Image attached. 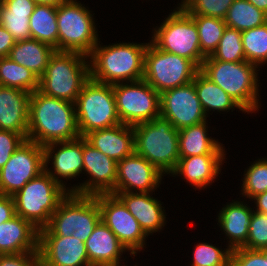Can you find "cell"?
<instances>
[{
    "instance_id": "14",
    "label": "cell",
    "mask_w": 267,
    "mask_h": 266,
    "mask_svg": "<svg viewBox=\"0 0 267 266\" xmlns=\"http://www.w3.org/2000/svg\"><path fill=\"white\" fill-rule=\"evenodd\" d=\"M95 197L100 209L101 220L114 232L120 243L132 255L144 248V240L147 235L123 202L111 193L99 194Z\"/></svg>"
},
{
    "instance_id": "45",
    "label": "cell",
    "mask_w": 267,
    "mask_h": 266,
    "mask_svg": "<svg viewBox=\"0 0 267 266\" xmlns=\"http://www.w3.org/2000/svg\"><path fill=\"white\" fill-rule=\"evenodd\" d=\"M15 43L12 34L0 25V58L7 57Z\"/></svg>"
},
{
    "instance_id": "46",
    "label": "cell",
    "mask_w": 267,
    "mask_h": 266,
    "mask_svg": "<svg viewBox=\"0 0 267 266\" xmlns=\"http://www.w3.org/2000/svg\"><path fill=\"white\" fill-rule=\"evenodd\" d=\"M252 199L256 201V212L267 214V191L254 196Z\"/></svg>"
},
{
    "instance_id": "42",
    "label": "cell",
    "mask_w": 267,
    "mask_h": 266,
    "mask_svg": "<svg viewBox=\"0 0 267 266\" xmlns=\"http://www.w3.org/2000/svg\"><path fill=\"white\" fill-rule=\"evenodd\" d=\"M27 139V135L0 130V169L9 161L12 154Z\"/></svg>"
},
{
    "instance_id": "18",
    "label": "cell",
    "mask_w": 267,
    "mask_h": 266,
    "mask_svg": "<svg viewBox=\"0 0 267 266\" xmlns=\"http://www.w3.org/2000/svg\"><path fill=\"white\" fill-rule=\"evenodd\" d=\"M40 266H91L85 242L78 238L39 235Z\"/></svg>"
},
{
    "instance_id": "15",
    "label": "cell",
    "mask_w": 267,
    "mask_h": 266,
    "mask_svg": "<svg viewBox=\"0 0 267 266\" xmlns=\"http://www.w3.org/2000/svg\"><path fill=\"white\" fill-rule=\"evenodd\" d=\"M160 116L177 130L206 121L193 81L160 94Z\"/></svg>"
},
{
    "instance_id": "8",
    "label": "cell",
    "mask_w": 267,
    "mask_h": 266,
    "mask_svg": "<svg viewBox=\"0 0 267 266\" xmlns=\"http://www.w3.org/2000/svg\"><path fill=\"white\" fill-rule=\"evenodd\" d=\"M75 107L80 137L121 124L116 110L113 85L89 78L82 86Z\"/></svg>"
},
{
    "instance_id": "13",
    "label": "cell",
    "mask_w": 267,
    "mask_h": 266,
    "mask_svg": "<svg viewBox=\"0 0 267 266\" xmlns=\"http://www.w3.org/2000/svg\"><path fill=\"white\" fill-rule=\"evenodd\" d=\"M44 171V147L26 139L0 169V194L13 196Z\"/></svg>"
},
{
    "instance_id": "39",
    "label": "cell",
    "mask_w": 267,
    "mask_h": 266,
    "mask_svg": "<svg viewBox=\"0 0 267 266\" xmlns=\"http://www.w3.org/2000/svg\"><path fill=\"white\" fill-rule=\"evenodd\" d=\"M231 250L224 252L208 243H199L195 247L192 266H230Z\"/></svg>"
},
{
    "instance_id": "28",
    "label": "cell",
    "mask_w": 267,
    "mask_h": 266,
    "mask_svg": "<svg viewBox=\"0 0 267 266\" xmlns=\"http://www.w3.org/2000/svg\"><path fill=\"white\" fill-rule=\"evenodd\" d=\"M54 52L55 49L52 46L31 38L16 41L8 57L40 78L45 73L50 56Z\"/></svg>"
},
{
    "instance_id": "23",
    "label": "cell",
    "mask_w": 267,
    "mask_h": 266,
    "mask_svg": "<svg viewBox=\"0 0 267 266\" xmlns=\"http://www.w3.org/2000/svg\"><path fill=\"white\" fill-rule=\"evenodd\" d=\"M85 246L91 266H119L120 254L127 250L102 220L85 241Z\"/></svg>"
},
{
    "instance_id": "37",
    "label": "cell",
    "mask_w": 267,
    "mask_h": 266,
    "mask_svg": "<svg viewBox=\"0 0 267 266\" xmlns=\"http://www.w3.org/2000/svg\"><path fill=\"white\" fill-rule=\"evenodd\" d=\"M234 0H184L181 7L189 15H202L224 20Z\"/></svg>"
},
{
    "instance_id": "16",
    "label": "cell",
    "mask_w": 267,
    "mask_h": 266,
    "mask_svg": "<svg viewBox=\"0 0 267 266\" xmlns=\"http://www.w3.org/2000/svg\"><path fill=\"white\" fill-rule=\"evenodd\" d=\"M83 162V170L91 176V179L67 192L89 196L113 194L117 178V162L90 145L84 137Z\"/></svg>"
},
{
    "instance_id": "5",
    "label": "cell",
    "mask_w": 267,
    "mask_h": 266,
    "mask_svg": "<svg viewBox=\"0 0 267 266\" xmlns=\"http://www.w3.org/2000/svg\"><path fill=\"white\" fill-rule=\"evenodd\" d=\"M256 68L247 61L224 62L207 56L200 71L229 94L244 112H252L258 109Z\"/></svg>"
},
{
    "instance_id": "47",
    "label": "cell",
    "mask_w": 267,
    "mask_h": 266,
    "mask_svg": "<svg viewBox=\"0 0 267 266\" xmlns=\"http://www.w3.org/2000/svg\"><path fill=\"white\" fill-rule=\"evenodd\" d=\"M253 4L256 8L267 14V0H247Z\"/></svg>"
},
{
    "instance_id": "33",
    "label": "cell",
    "mask_w": 267,
    "mask_h": 266,
    "mask_svg": "<svg viewBox=\"0 0 267 266\" xmlns=\"http://www.w3.org/2000/svg\"><path fill=\"white\" fill-rule=\"evenodd\" d=\"M224 22L228 27L245 31L267 22V14L247 0H234L227 11Z\"/></svg>"
},
{
    "instance_id": "30",
    "label": "cell",
    "mask_w": 267,
    "mask_h": 266,
    "mask_svg": "<svg viewBox=\"0 0 267 266\" xmlns=\"http://www.w3.org/2000/svg\"><path fill=\"white\" fill-rule=\"evenodd\" d=\"M198 99L200 100L201 107L205 113L211 111H227L232 108H239L244 111L241 106L220 86L212 82L201 71H199L193 79ZM207 111V112H206Z\"/></svg>"
},
{
    "instance_id": "21",
    "label": "cell",
    "mask_w": 267,
    "mask_h": 266,
    "mask_svg": "<svg viewBox=\"0 0 267 266\" xmlns=\"http://www.w3.org/2000/svg\"><path fill=\"white\" fill-rule=\"evenodd\" d=\"M39 252V230L17 214L0 224V255Z\"/></svg>"
},
{
    "instance_id": "3",
    "label": "cell",
    "mask_w": 267,
    "mask_h": 266,
    "mask_svg": "<svg viewBox=\"0 0 267 266\" xmlns=\"http://www.w3.org/2000/svg\"><path fill=\"white\" fill-rule=\"evenodd\" d=\"M134 152L162 174L172 173L179 161V133L161 116L133 126Z\"/></svg>"
},
{
    "instance_id": "10",
    "label": "cell",
    "mask_w": 267,
    "mask_h": 266,
    "mask_svg": "<svg viewBox=\"0 0 267 266\" xmlns=\"http://www.w3.org/2000/svg\"><path fill=\"white\" fill-rule=\"evenodd\" d=\"M155 30L151 43L158 49L192 60L201 68L206 56L201 52L193 18L180 6Z\"/></svg>"
},
{
    "instance_id": "24",
    "label": "cell",
    "mask_w": 267,
    "mask_h": 266,
    "mask_svg": "<svg viewBox=\"0 0 267 266\" xmlns=\"http://www.w3.org/2000/svg\"><path fill=\"white\" fill-rule=\"evenodd\" d=\"M126 206L131 215L139 222L141 229L148 236L164 226L165 214L160 201L146 193H113Z\"/></svg>"
},
{
    "instance_id": "6",
    "label": "cell",
    "mask_w": 267,
    "mask_h": 266,
    "mask_svg": "<svg viewBox=\"0 0 267 266\" xmlns=\"http://www.w3.org/2000/svg\"><path fill=\"white\" fill-rule=\"evenodd\" d=\"M100 220L95 196L68 193L39 235L72 236L85 242Z\"/></svg>"
},
{
    "instance_id": "20",
    "label": "cell",
    "mask_w": 267,
    "mask_h": 266,
    "mask_svg": "<svg viewBox=\"0 0 267 266\" xmlns=\"http://www.w3.org/2000/svg\"><path fill=\"white\" fill-rule=\"evenodd\" d=\"M31 93L0 85V130L27 135Z\"/></svg>"
},
{
    "instance_id": "44",
    "label": "cell",
    "mask_w": 267,
    "mask_h": 266,
    "mask_svg": "<svg viewBox=\"0 0 267 266\" xmlns=\"http://www.w3.org/2000/svg\"><path fill=\"white\" fill-rule=\"evenodd\" d=\"M16 215L15 203L12 196L0 194V224Z\"/></svg>"
},
{
    "instance_id": "38",
    "label": "cell",
    "mask_w": 267,
    "mask_h": 266,
    "mask_svg": "<svg viewBox=\"0 0 267 266\" xmlns=\"http://www.w3.org/2000/svg\"><path fill=\"white\" fill-rule=\"evenodd\" d=\"M243 195L249 198L267 191V159L252 164L244 174Z\"/></svg>"
},
{
    "instance_id": "34",
    "label": "cell",
    "mask_w": 267,
    "mask_h": 266,
    "mask_svg": "<svg viewBox=\"0 0 267 266\" xmlns=\"http://www.w3.org/2000/svg\"><path fill=\"white\" fill-rule=\"evenodd\" d=\"M195 21L201 52L207 57L217 49L226 28L224 20L202 15H190Z\"/></svg>"
},
{
    "instance_id": "11",
    "label": "cell",
    "mask_w": 267,
    "mask_h": 266,
    "mask_svg": "<svg viewBox=\"0 0 267 266\" xmlns=\"http://www.w3.org/2000/svg\"><path fill=\"white\" fill-rule=\"evenodd\" d=\"M199 71L192 60L160 50L151 42L147 44L142 79L159 94L190 83Z\"/></svg>"
},
{
    "instance_id": "12",
    "label": "cell",
    "mask_w": 267,
    "mask_h": 266,
    "mask_svg": "<svg viewBox=\"0 0 267 266\" xmlns=\"http://www.w3.org/2000/svg\"><path fill=\"white\" fill-rule=\"evenodd\" d=\"M113 85L116 110L124 125L135 126L160 116V94L145 80Z\"/></svg>"
},
{
    "instance_id": "2",
    "label": "cell",
    "mask_w": 267,
    "mask_h": 266,
    "mask_svg": "<svg viewBox=\"0 0 267 266\" xmlns=\"http://www.w3.org/2000/svg\"><path fill=\"white\" fill-rule=\"evenodd\" d=\"M146 48L147 43H120L106 47L97 44L88 56L92 60L90 78L109 85L142 80Z\"/></svg>"
},
{
    "instance_id": "40",
    "label": "cell",
    "mask_w": 267,
    "mask_h": 266,
    "mask_svg": "<svg viewBox=\"0 0 267 266\" xmlns=\"http://www.w3.org/2000/svg\"><path fill=\"white\" fill-rule=\"evenodd\" d=\"M250 250H260L267 247V214L253 211L246 244Z\"/></svg>"
},
{
    "instance_id": "27",
    "label": "cell",
    "mask_w": 267,
    "mask_h": 266,
    "mask_svg": "<svg viewBox=\"0 0 267 266\" xmlns=\"http://www.w3.org/2000/svg\"><path fill=\"white\" fill-rule=\"evenodd\" d=\"M36 5L34 0H0V25L16 41L31 39L29 18Z\"/></svg>"
},
{
    "instance_id": "19",
    "label": "cell",
    "mask_w": 267,
    "mask_h": 266,
    "mask_svg": "<svg viewBox=\"0 0 267 266\" xmlns=\"http://www.w3.org/2000/svg\"><path fill=\"white\" fill-rule=\"evenodd\" d=\"M55 145L56 147L57 145L62 146L56 153L54 152ZM52 153H55L54 156ZM52 156L53 158H51ZM50 158L53 159L54 173L46 168L48 162L51 161ZM83 169V137L71 141L54 142L44 146V170L64 188L65 185L57 176L66 179L73 178L80 174Z\"/></svg>"
},
{
    "instance_id": "22",
    "label": "cell",
    "mask_w": 267,
    "mask_h": 266,
    "mask_svg": "<svg viewBox=\"0 0 267 266\" xmlns=\"http://www.w3.org/2000/svg\"><path fill=\"white\" fill-rule=\"evenodd\" d=\"M86 141L116 162L134 152L133 126L118 124L88 133Z\"/></svg>"
},
{
    "instance_id": "49",
    "label": "cell",
    "mask_w": 267,
    "mask_h": 266,
    "mask_svg": "<svg viewBox=\"0 0 267 266\" xmlns=\"http://www.w3.org/2000/svg\"><path fill=\"white\" fill-rule=\"evenodd\" d=\"M260 251L264 254V257H267V247L260 249Z\"/></svg>"
},
{
    "instance_id": "25",
    "label": "cell",
    "mask_w": 267,
    "mask_h": 266,
    "mask_svg": "<svg viewBox=\"0 0 267 266\" xmlns=\"http://www.w3.org/2000/svg\"><path fill=\"white\" fill-rule=\"evenodd\" d=\"M224 155H199L179 158L171 174H181L191 185L202 188L212 183L220 171Z\"/></svg>"
},
{
    "instance_id": "1",
    "label": "cell",
    "mask_w": 267,
    "mask_h": 266,
    "mask_svg": "<svg viewBox=\"0 0 267 266\" xmlns=\"http://www.w3.org/2000/svg\"><path fill=\"white\" fill-rule=\"evenodd\" d=\"M80 137L75 103L50 97L39 90L31 93L27 139L41 146Z\"/></svg>"
},
{
    "instance_id": "26",
    "label": "cell",
    "mask_w": 267,
    "mask_h": 266,
    "mask_svg": "<svg viewBox=\"0 0 267 266\" xmlns=\"http://www.w3.org/2000/svg\"><path fill=\"white\" fill-rule=\"evenodd\" d=\"M252 213L250 207L237 201L226 205L220 211L218 222L230 239L228 247L230 250L241 248L246 244Z\"/></svg>"
},
{
    "instance_id": "32",
    "label": "cell",
    "mask_w": 267,
    "mask_h": 266,
    "mask_svg": "<svg viewBox=\"0 0 267 266\" xmlns=\"http://www.w3.org/2000/svg\"><path fill=\"white\" fill-rule=\"evenodd\" d=\"M0 85L33 93L39 89V77L8 56L2 57L0 58Z\"/></svg>"
},
{
    "instance_id": "43",
    "label": "cell",
    "mask_w": 267,
    "mask_h": 266,
    "mask_svg": "<svg viewBox=\"0 0 267 266\" xmlns=\"http://www.w3.org/2000/svg\"><path fill=\"white\" fill-rule=\"evenodd\" d=\"M0 266H40L39 252L0 255Z\"/></svg>"
},
{
    "instance_id": "36",
    "label": "cell",
    "mask_w": 267,
    "mask_h": 266,
    "mask_svg": "<svg viewBox=\"0 0 267 266\" xmlns=\"http://www.w3.org/2000/svg\"><path fill=\"white\" fill-rule=\"evenodd\" d=\"M214 60L224 62L246 61L242 45V32L226 26L217 49L212 53Z\"/></svg>"
},
{
    "instance_id": "31",
    "label": "cell",
    "mask_w": 267,
    "mask_h": 266,
    "mask_svg": "<svg viewBox=\"0 0 267 266\" xmlns=\"http://www.w3.org/2000/svg\"><path fill=\"white\" fill-rule=\"evenodd\" d=\"M31 38L58 51L57 6L37 4L29 18Z\"/></svg>"
},
{
    "instance_id": "48",
    "label": "cell",
    "mask_w": 267,
    "mask_h": 266,
    "mask_svg": "<svg viewBox=\"0 0 267 266\" xmlns=\"http://www.w3.org/2000/svg\"><path fill=\"white\" fill-rule=\"evenodd\" d=\"M66 0H34L36 4H45V5H53L58 6Z\"/></svg>"
},
{
    "instance_id": "35",
    "label": "cell",
    "mask_w": 267,
    "mask_h": 266,
    "mask_svg": "<svg viewBox=\"0 0 267 266\" xmlns=\"http://www.w3.org/2000/svg\"><path fill=\"white\" fill-rule=\"evenodd\" d=\"M242 45L246 61L256 66L267 61V22L242 31Z\"/></svg>"
},
{
    "instance_id": "29",
    "label": "cell",
    "mask_w": 267,
    "mask_h": 266,
    "mask_svg": "<svg viewBox=\"0 0 267 266\" xmlns=\"http://www.w3.org/2000/svg\"><path fill=\"white\" fill-rule=\"evenodd\" d=\"M206 121L178 130L179 156L225 155L223 146L207 136Z\"/></svg>"
},
{
    "instance_id": "7",
    "label": "cell",
    "mask_w": 267,
    "mask_h": 266,
    "mask_svg": "<svg viewBox=\"0 0 267 266\" xmlns=\"http://www.w3.org/2000/svg\"><path fill=\"white\" fill-rule=\"evenodd\" d=\"M67 195L66 189L44 170L12 197L16 214L40 230L49 224L51 215Z\"/></svg>"
},
{
    "instance_id": "9",
    "label": "cell",
    "mask_w": 267,
    "mask_h": 266,
    "mask_svg": "<svg viewBox=\"0 0 267 266\" xmlns=\"http://www.w3.org/2000/svg\"><path fill=\"white\" fill-rule=\"evenodd\" d=\"M92 14L80 3L66 0L57 6L58 51L87 57L98 44Z\"/></svg>"
},
{
    "instance_id": "17",
    "label": "cell",
    "mask_w": 267,
    "mask_h": 266,
    "mask_svg": "<svg viewBox=\"0 0 267 266\" xmlns=\"http://www.w3.org/2000/svg\"><path fill=\"white\" fill-rule=\"evenodd\" d=\"M163 174L136 152L117 162V178L114 193L152 192L159 185Z\"/></svg>"
},
{
    "instance_id": "4",
    "label": "cell",
    "mask_w": 267,
    "mask_h": 266,
    "mask_svg": "<svg viewBox=\"0 0 267 266\" xmlns=\"http://www.w3.org/2000/svg\"><path fill=\"white\" fill-rule=\"evenodd\" d=\"M86 58L81 53L55 50L45 73L39 78L38 90L47 96L75 103L82 86L90 78V64Z\"/></svg>"
},
{
    "instance_id": "41",
    "label": "cell",
    "mask_w": 267,
    "mask_h": 266,
    "mask_svg": "<svg viewBox=\"0 0 267 266\" xmlns=\"http://www.w3.org/2000/svg\"><path fill=\"white\" fill-rule=\"evenodd\" d=\"M230 266H267V257L260 250L241 247L231 250Z\"/></svg>"
}]
</instances>
